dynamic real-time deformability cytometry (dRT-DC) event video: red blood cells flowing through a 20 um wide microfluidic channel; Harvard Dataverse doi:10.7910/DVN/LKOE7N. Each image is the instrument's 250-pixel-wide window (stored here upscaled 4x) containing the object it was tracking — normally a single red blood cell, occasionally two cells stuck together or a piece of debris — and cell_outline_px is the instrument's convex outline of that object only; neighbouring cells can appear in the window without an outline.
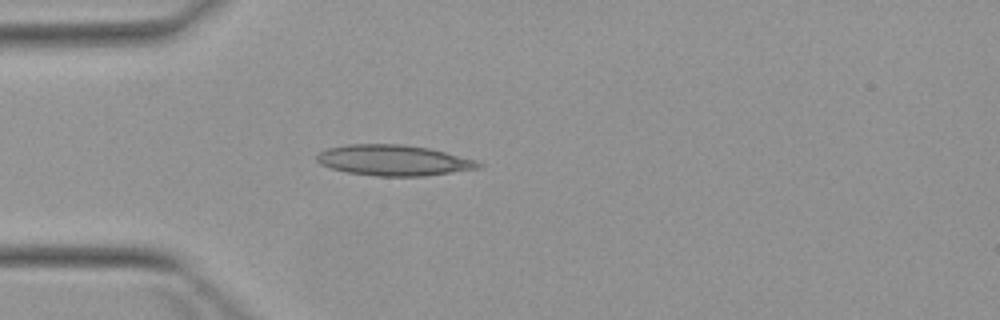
{"species": "Egyptian fruit bat (a non-hibernating species)", "species_latin": "Rousettus aegyptiacus", "temperature_condition": "warm", "stored_images_in_passage": 5, "camera_frame_rate_fps": 3000, "um_per_image_px": 0.085, "animal": {"sex": "female"}, "frame": {"image": 1, "passage_image": 5, "time_ms": 5.667, "image_size_px": [1000, 320], "cell_outline_px": [[484, 164], [480, 168], [424, 176], [376, 176], [348, 172], [332, 168], [320, 164], [316, 160], [316, 156], [320, 152], [328, 148], [348, 144], [404, 144], [428, 148], [476, 160]], "centroid_in_image_um": [33.46, 13.62], "position_along_channel_um": 51.5, "area_um2": 28.78}}